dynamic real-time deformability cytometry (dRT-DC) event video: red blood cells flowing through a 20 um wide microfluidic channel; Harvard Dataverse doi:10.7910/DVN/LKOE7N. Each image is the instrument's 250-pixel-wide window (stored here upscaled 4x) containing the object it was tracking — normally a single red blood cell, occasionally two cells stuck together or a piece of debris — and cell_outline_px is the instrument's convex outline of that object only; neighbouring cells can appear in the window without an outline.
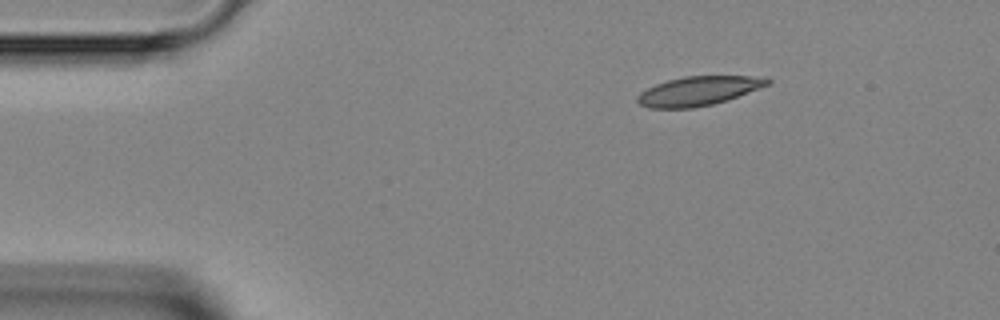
{"species": "Egyptian fruit bat (a non-hibernating species)", "species_latin": "Rousettus aegyptiacus", "temperature_condition": "room temperature", "stored_images_in_passage": 40, "camera_frame_rate_fps": 3000, "um_per_image_px": 0.085, "animal": {"sex": "female"}, "frame": {"image": 1, "passage_image": 1, "time_ms": 0.0, "image_size_px": [1000, 320], "cell_outline_px": [[772, 84], [728, 100], [712, 104], [692, 108], [648, 108], [640, 104], [636, 100], [636, 96], [640, 92], [656, 84], [668, 80], [684, 76], [764, 76], [772, 80]], "centroid_in_image_um": [59.42, 7.72], "position_along_channel_um": 25.6, "area_um2": 22.31}}
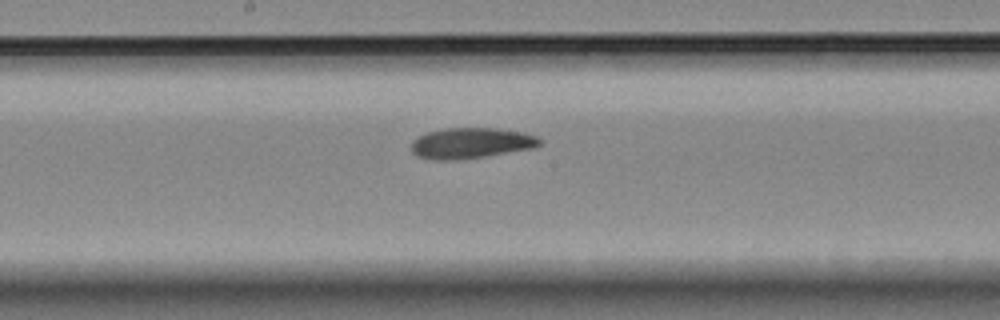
{"frame": {"image": 2, "passage_image": 18, "time_ms": 5.667, "image_size_px": [1000, 320], "cell_outline_px": [[540, 144], [536, 148], [460, 160], [428, 160], [416, 156], [412, 152], [412, 140], [428, 132], [444, 128], [496, 128], [524, 132], [536, 136], [540, 140]], "centroid_in_image_um": [40.03, 12.17], "position_along_channel_um": 208.2, "area_um2": 23.18}}
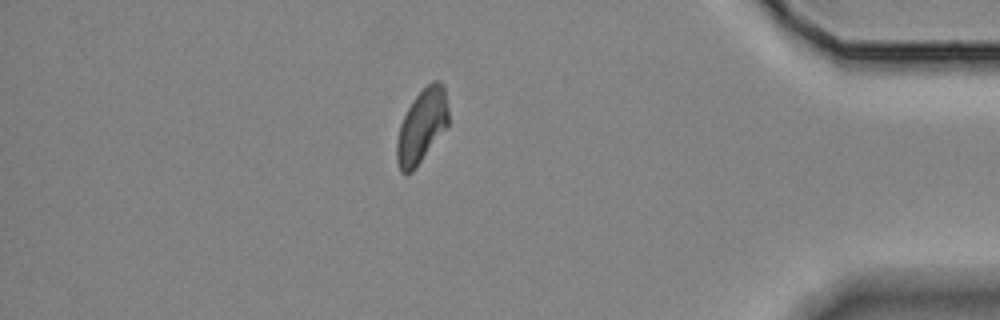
{"frame": {"image": 3, "passage_image": 34, "time_ms": 11.0, "image_size_px": [1000, 320], "cell_outline_px": [[448, 124], [416, 168], [412, 172], [400, 172], [396, 160], [396, 140], [400, 124], [412, 100], [432, 80], [440, 80], [444, 84], [448, 112]], "centroid_in_image_um": [35.84, 10.71], "position_along_channel_um": 399.4, "area_um2": 22.02}}